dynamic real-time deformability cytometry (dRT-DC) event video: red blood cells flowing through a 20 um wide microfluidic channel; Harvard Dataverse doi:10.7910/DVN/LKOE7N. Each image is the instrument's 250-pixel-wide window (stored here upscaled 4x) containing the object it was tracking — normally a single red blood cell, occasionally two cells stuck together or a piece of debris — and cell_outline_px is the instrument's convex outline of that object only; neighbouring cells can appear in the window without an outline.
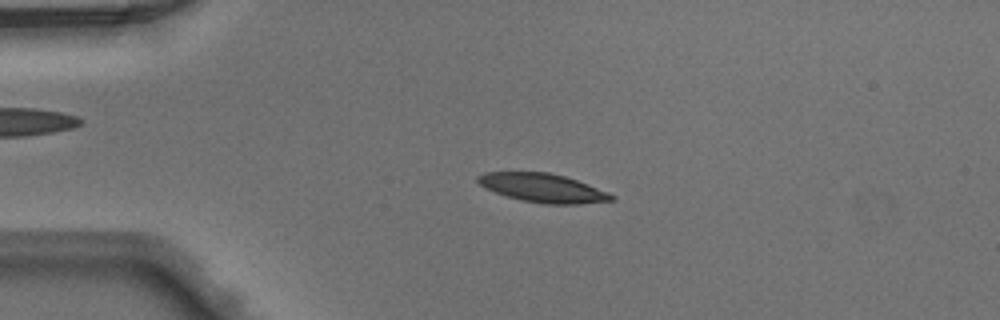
{"species": "Egyptian fruit bat (a non-hibernating species)", "species_latin": "Rousettus aegyptiacus", "temperature_condition": "warm", "stored_images_in_passage": 48, "camera_frame_rate_fps": 3000, "um_per_image_px": 0.085, "animal": {"sex": "male"}, "frame": {"image": 1, "passage_image": 11, "time_ms": 3.333, "image_size_px": [1000, 320], "cell_outline_px": [[616, 200], [580, 204], [544, 204], [524, 200], [508, 196], [496, 192], [480, 184], [476, 180], [476, 176], [484, 172], [548, 172], [564, 176], [588, 184], [608, 192], [616, 196]], "centroid_in_image_um": [46.18, 15.97], "position_along_channel_um": 38.8, "area_um2": 22.2}}
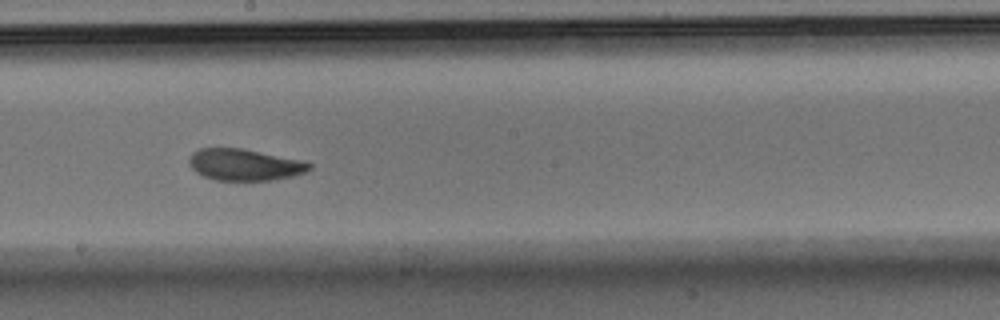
{"frame": {"image": 2, "passage_image": 27, "time_ms": 8.667, "image_size_px": [1000, 320], "cell_outline_px": [[312, 168], [304, 172], [292, 176], [272, 180], [216, 180], [204, 176], [196, 172], [192, 168], [188, 160], [188, 156], [192, 152], [200, 148], [240, 148], [304, 160], [312, 164]], "centroid_in_image_um": [20.78, 13.99], "position_along_channel_um": 227.4, "area_um2": 22.14}}
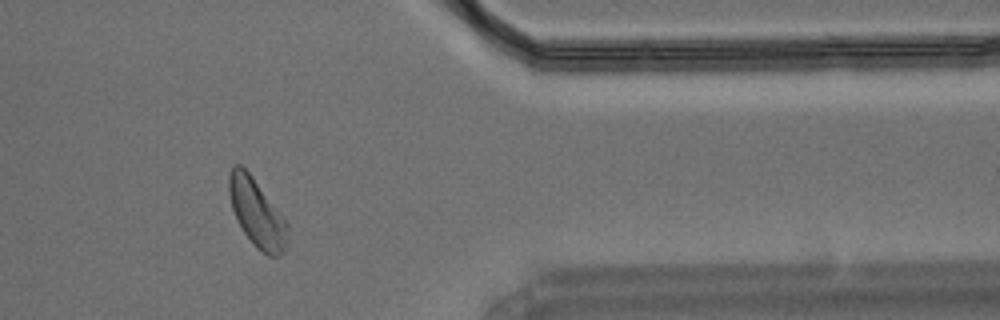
{"frame": {"image": 3, "passage_image": 40, "time_ms": 13.0, "image_size_px": [1000, 320], "cell_outline_px": [[288, 228], [284, 252], [276, 256], [268, 256], [256, 248], [244, 232], [236, 220], [232, 208], [228, 192], [228, 172], [232, 164], [240, 164], [252, 176], [288, 224]], "centroid_in_image_um": [21.79, 18.08], "position_along_channel_um": 389.6, "area_um2": 23.0}}